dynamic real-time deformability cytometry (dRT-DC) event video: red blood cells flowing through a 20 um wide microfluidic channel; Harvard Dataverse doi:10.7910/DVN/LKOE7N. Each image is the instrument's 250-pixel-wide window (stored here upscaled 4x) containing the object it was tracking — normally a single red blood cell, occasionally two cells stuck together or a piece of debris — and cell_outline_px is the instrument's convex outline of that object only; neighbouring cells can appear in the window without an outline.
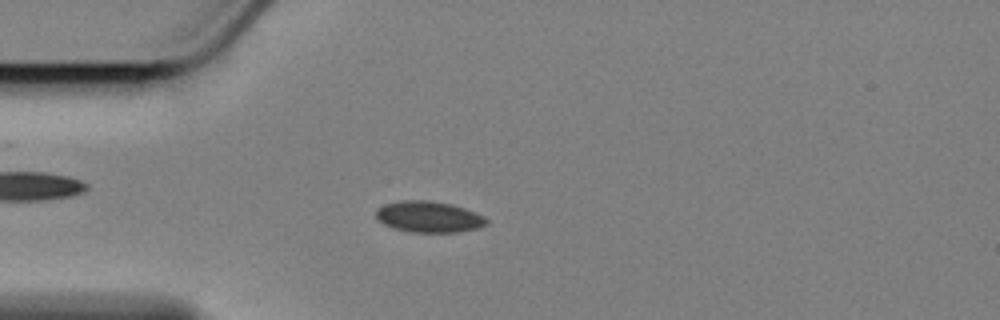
{"species": "Egyptian fruit bat (a non-hibernating species)", "species_latin": "Rousettus aegyptiacus", "temperature_condition": "cold", "stored_images_in_passage": 57, "camera_frame_rate_fps": 3000, "um_per_image_px": 0.085, "animal": {"sex": "female"}, "frame": {"image": 1, "passage_image": 14, "time_ms": 4.333, "image_size_px": [1000, 320], "cell_outline_px": [[488, 224], [480, 228], [456, 232], [408, 232], [392, 228], [376, 220], [376, 212], [384, 204], [404, 200], [424, 200], [452, 204], [464, 208], [484, 216], [488, 220]], "centroid_in_image_um": [36.45, 18.44], "position_along_channel_um": 48.5, "area_um2": 20.11}}
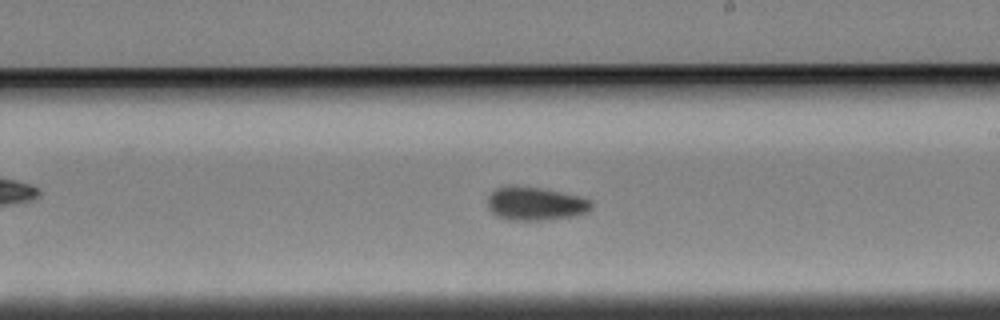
{"frame": {"image": 2, "passage_image": 32, "time_ms": 10.333, "image_size_px": [1000, 320], "cell_outline_px": [[592, 208], [588, 212], [576, 216], [548, 220], [508, 220], [496, 216], [488, 208], [488, 196], [496, 188], [512, 184], [516, 184], [540, 188], [580, 196], [592, 200]], "centroid_in_image_um": [45.51, 17.31], "position_along_channel_um": 243.5, "area_um2": 20.63}}
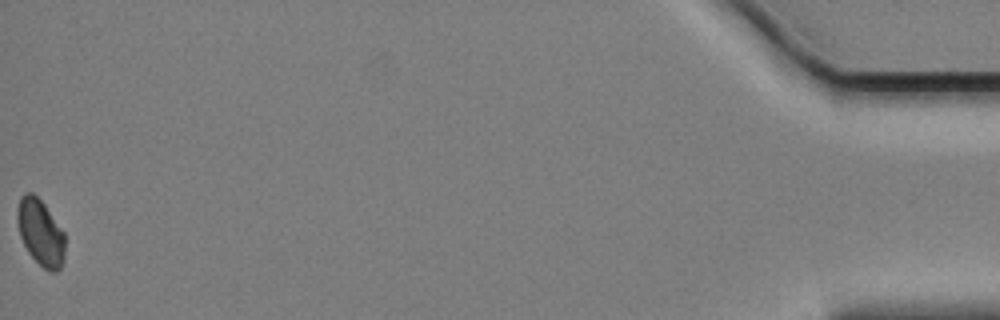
{"frame": {"image": 3, "passage_image": 57, "time_ms": 18.667, "image_size_px": [1000, 320], "cell_outline_px": [[64, 260], [60, 268], [56, 272], [52, 272], [44, 268], [28, 252], [20, 236], [16, 220], [16, 212], [20, 196], [24, 192], [32, 192], [44, 204], [64, 232]], "centroid_in_image_um": [3.42, 19.74], "position_along_channel_um": 431.8, "area_um2": 18.38}, "authors_computed_cell_mechanics": {"area_um2": 19.652, "velocity_mm_per_s": 3.4298, "shape_relaxation_time_tau1_ms": 3.3188, "shape_relaxation_time_tau2_ms": 2.7147, "deformation_change_tau1": 0.0536, "deformation_change_tau2": 0.059}}